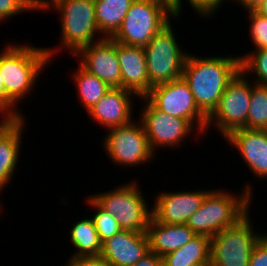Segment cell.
Masks as SVG:
<instances>
[{
    "label": "cell",
    "instance_id": "6da1fadb",
    "mask_svg": "<svg viewBox=\"0 0 267 266\" xmlns=\"http://www.w3.org/2000/svg\"><path fill=\"white\" fill-rule=\"evenodd\" d=\"M239 71L238 55L198 57L189 53L182 78L188 84L199 110L208 118L216 109L228 83Z\"/></svg>",
    "mask_w": 267,
    "mask_h": 266
},
{
    "label": "cell",
    "instance_id": "7a4b0ae2",
    "mask_svg": "<svg viewBox=\"0 0 267 266\" xmlns=\"http://www.w3.org/2000/svg\"><path fill=\"white\" fill-rule=\"evenodd\" d=\"M6 47L0 52V74L6 95L18 105L21 99L30 95L40 72L53 60V54L57 56V48H37L20 43H10Z\"/></svg>",
    "mask_w": 267,
    "mask_h": 266
},
{
    "label": "cell",
    "instance_id": "3957f363",
    "mask_svg": "<svg viewBox=\"0 0 267 266\" xmlns=\"http://www.w3.org/2000/svg\"><path fill=\"white\" fill-rule=\"evenodd\" d=\"M251 184L241 194H231L223 189H211L205 196L201 207L193 213L186 225L196 235L215 236L225 228L236 224L249 212L252 199Z\"/></svg>",
    "mask_w": 267,
    "mask_h": 266
},
{
    "label": "cell",
    "instance_id": "277c9868",
    "mask_svg": "<svg viewBox=\"0 0 267 266\" xmlns=\"http://www.w3.org/2000/svg\"><path fill=\"white\" fill-rule=\"evenodd\" d=\"M52 8L57 9L61 16L59 49L64 48L75 55L82 47L104 39L99 36L94 0H53L44 8V12ZM96 33L99 37H96Z\"/></svg>",
    "mask_w": 267,
    "mask_h": 266
},
{
    "label": "cell",
    "instance_id": "5b68a950",
    "mask_svg": "<svg viewBox=\"0 0 267 266\" xmlns=\"http://www.w3.org/2000/svg\"><path fill=\"white\" fill-rule=\"evenodd\" d=\"M170 17L175 18L172 9L160 0H134L112 39L128 46L145 47L170 22Z\"/></svg>",
    "mask_w": 267,
    "mask_h": 266
},
{
    "label": "cell",
    "instance_id": "8992f818",
    "mask_svg": "<svg viewBox=\"0 0 267 266\" xmlns=\"http://www.w3.org/2000/svg\"><path fill=\"white\" fill-rule=\"evenodd\" d=\"M131 182L90 197L115 217L122 230L146 233L152 209L146 204L148 200L141 194L140 185L135 180Z\"/></svg>",
    "mask_w": 267,
    "mask_h": 266
},
{
    "label": "cell",
    "instance_id": "52a82bcc",
    "mask_svg": "<svg viewBox=\"0 0 267 266\" xmlns=\"http://www.w3.org/2000/svg\"><path fill=\"white\" fill-rule=\"evenodd\" d=\"M173 31L170 21L143 47L149 77V93L154 86L182 78L188 53L181 49Z\"/></svg>",
    "mask_w": 267,
    "mask_h": 266
},
{
    "label": "cell",
    "instance_id": "ba28073f",
    "mask_svg": "<svg viewBox=\"0 0 267 266\" xmlns=\"http://www.w3.org/2000/svg\"><path fill=\"white\" fill-rule=\"evenodd\" d=\"M249 215L211 237V266H249L252 250L263 236L254 231Z\"/></svg>",
    "mask_w": 267,
    "mask_h": 266
},
{
    "label": "cell",
    "instance_id": "9c48e42d",
    "mask_svg": "<svg viewBox=\"0 0 267 266\" xmlns=\"http://www.w3.org/2000/svg\"><path fill=\"white\" fill-rule=\"evenodd\" d=\"M241 70L228 83L213 113L207 118L206 131L215 125L225 138L230 132L246 128L252 82Z\"/></svg>",
    "mask_w": 267,
    "mask_h": 266
},
{
    "label": "cell",
    "instance_id": "30bf717a",
    "mask_svg": "<svg viewBox=\"0 0 267 266\" xmlns=\"http://www.w3.org/2000/svg\"><path fill=\"white\" fill-rule=\"evenodd\" d=\"M108 132L103 137L102 146L116 166L136 167L155 158L141 121L137 124L132 120L123 126L111 128Z\"/></svg>",
    "mask_w": 267,
    "mask_h": 266
},
{
    "label": "cell",
    "instance_id": "8fae6325",
    "mask_svg": "<svg viewBox=\"0 0 267 266\" xmlns=\"http://www.w3.org/2000/svg\"><path fill=\"white\" fill-rule=\"evenodd\" d=\"M146 98L161 112L187 119L201 134L206 131L207 117L199 110L183 78L151 88Z\"/></svg>",
    "mask_w": 267,
    "mask_h": 266
},
{
    "label": "cell",
    "instance_id": "7c38bea8",
    "mask_svg": "<svg viewBox=\"0 0 267 266\" xmlns=\"http://www.w3.org/2000/svg\"><path fill=\"white\" fill-rule=\"evenodd\" d=\"M140 99L145 102V105L142 107L139 120L144 126L149 145L154 153L157 147H180L185 138H189L191 132L194 130L192 132L194 133L197 130L187 119L161 112L146 97Z\"/></svg>",
    "mask_w": 267,
    "mask_h": 266
},
{
    "label": "cell",
    "instance_id": "4fadbf2b",
    "mask_svg": "<svg viewBox=\"0 0 267 266\" xmlns=\"http://www.w3.org/2000/svg\"><path fill=\"white\" fill-rule=\"evenodd\" d=\"M75 56L80 58V65L97 76L110 88H121L120 63L116 50V41L104 38L82 47Z\"/></svg>",
    "mask_w": 267,
    "mask_h": 266
},
{
    "label": "cell",
    "instance_id": "5bb4252c",
    "mask_svg": "<svg viewBox=\"0 0 267 266\" xmlns=\"http://www.w3.org/2000/svg\"><path fill=\"white\" fill-rule=\"evenodd\" d=\"M209 191H162L154 200L152 217L164 224H186L189 217L201 207Z\"/></svg>",
    "mask_w": 267,
    "mask_h": 266
},
{
    "label": "cell",
    "instance_id": "9a60e30c",
    "mask_svg": "<svg viewBox=\"0 0 267 266\" xmlns=\"http://www.w3.org/2000/svg\"><path fill=\"white\" fill-rule=\"evenodd\" d=\"M232 147L237 148L255 177L267 179V131L240 128L226 137Z\"/></svg>",
    "mask_w": 267,
    "mask_h": 266
},
{
    "label": "cell",
    "instance_id": "2e32d148",
    "mask_svg": "<svg viewBox=\"0 0 267 266\" xmlns=\"http://www.w3.org/2000/svg\"><path fill=\"white\" fill-rule=\"evenodd\" d=\"M149 252L146 233L122 230L102 244L100 258L110 266H131Z\"/></svg>",
    "mask_w": 267,
    "mask_h": 266
},
{
    "label": "cell",
    "instance_id": "e0dca14e",
    "mask_svg": "<svg viewBox=\"0 0 267 266\" xmlns=\"http://www.w3.org/2000/svg\"><path fill=\"white\" fill-rule=\"evenodd\" d=\"M131 96L136 95L123 88H111L87 113L107 130L123 126L133 120Z\"/></svg>",
    "mask_w": 267,
    "mask_h": 266
},
{
    "label": "cell",
    "instance_id": "ac0fdd59",
    "mask_svg": "<svg viewBox=\"0 0 267 266\" xmlns=\"http://www.w3.org/2000/svg\"><path fill=\"white\" fill-rule=\"evenodd\" d=\"M121 72V88L133 92L137 98L149 94V77L144 48L116 42Z\"/></svg>",
    "mask_w": 267,
    "mask_h": 266
},
{
    "label": "cell",
    "instance_id": "d6986e66",
    "mask_svg": "<svg viewBox=\"0 0 267 266\" xmlns=\"http://www.w3.org/2000/svg\"><path fill=\"white\" fill-rule=\"evenodd\" d=\"M146 234L149 251L163 257L183 247L196 234L186 224H164L151 217Z\"/></svg>",
    "mask_w": 267,
    "mask_h": 266
},
{
    "label": "cell",
    "instance_id": "ffe728a7",
    "mask_svg": "<svg viewBox=\"0 0 267 266\" xmlns=\"http://www.w3.org/2000/svg\"><path fill=\"white\" fill-rule=\"evenodd\" d=\"M24 120L12 121L0 133V194L3 188L11 183L17 169L16 165L21 154L19 151L23 142L22 132L25 129Z\"/></svg>",
    "mask_w": 267,
    "mask_h": 266
},
{
    "label": "cell",
    "instance_id": "44dd1931",
    "mask_svg": "<svg viewBox=\"0 0 267 266\" xmlns=\"http://www.w3.org/2000/svg\"><path fill=\"white\" fill-rule=\"evenodd\" d=\"M133 1L134 0H94L95 20L100 36L112 38L116 34Z\"/></svg>",
    "mask_w": 267,
    "mask_h": 266
},
{
    "label": "cell",
    "instance_id": "7402d4cb",
    "mask_svg": "<svg viewBox=\"0 0 267 266\" xmlns=\"http://www.w3.org/2000/svg\"><path fill=\"white\" fill-rule=\"evenodd\" d=\"M211 237L196 235L183 247L163 256V266H194L210 263Z\"/></svg>",
    "mask_w": 267,
    "mask_h": 266
},
{
    "label": "cell",
    "instance_id": "603a6c76",
    "mask_svg": "<svg viewBox=\"0 0 267 266\" xmlns=\"http://www.w3.org/2000/svg\"><path fill=\"white\" fill-rule=\"evenodd\" d=\"M70 241L72 246L76 248L70 259L100 257L101 255L102 243L90 217L73 224L70 231Z\"/></svg>",
    "mask_w": 267,
    "mask_h": 266
},
{
    "label": "cell",
    "instance_id": "cb8c5ba5",
    "mask_svg": "<svg viewBox=\"0 0 267 266\" xmlns=\"http://www.w3.org/2000/svg\"><path fill=\"white\" fill-rule=\"evenodd\" d=\"M73 76L79 101L88 112L111 88L80 64Z\"/></svg>",
    "mask_w": 267,
    "mask_h": 266
},
{
    "label": "cell",
    "instance_id": "d4e9b609",
    "mask_svg": "<svg viewBox=\"0 0 267 266\" xmlns=\"http://www.w3.org/2000/svg\"><path fill=\"white\" fill-rule=\"evenodd\" d=\"M247 129H267V86L253 82L246 121Z\"/></svg>",
    "mask_w": 267,
    "mask_h": 266
},
{
    "label": "cell",
    "instance_id": "484cf974",
    "mask_svg": "<svg viewBox=\"0 0 267 266\" xmlns=\"http://www.w3.org/2000/svg\"><path fill=\"white\" fill-rule=\"evenodd\" d=\"M240 70L247 75H252L256 78L254 83L267 86V48L259 49L257 51H250L248 54L239 56Z\"/></svg>",
    "mask_w": 267,
    "mask_h": 266
},
{
    "label": "cell",
    "instance_id": "4316f807",
    "mask_svg": "<svg viewBox=\"0 0 267 266\" xmlns=\"http://www.w3.org/2000/svg\"><path fill=\"white\" fill-rule=\"evenodd\" d=\"M87 202L92 209L95 208L96 210H94L95 215L91 216V218L102 244L122 231V228L115 220V217L104 211L90 196L87 198Z\"/></svg>",
    "mask_w": 267,
    "mask_h": 266
},
{
    "label": "cell",
    "instance_id": "83f0119b",
    "mask_svg": "<svg viewBox=\"0 0 267 266\" xmlns=\"http://www.w3.org/2000/svg\"><path fill=\"white\" fill-rule=\"evenodd\" d=\"M250 19V35L255 45V50L267 48V17L257 13L255 10L246 11Z\"/></svg>",
    "mask_w": 267,
    "mask_h": 266
},
{
    "label": "cell",
    "instance_id": "f1b7e54d",
    "mask_svg": "<svg viewBox=\"0 0 267 266\" xmlns=\"http://www.w3.org/2000/svg\"><path fill=\"white\" fill-rule=\"evenodd\" d=\"M36 11L32 0H0V23L25 11Z\"/></svg>",
    "mask_w": 267,
    "mask_h": 266
},
{
    "label": "cell",
    "instance_id": "f546056e",
    "mask_svg": "<svg viewBox=\"0 0 267 266\" xmlns=\"http://www.w3.org/2000/svg\"><path fill=\"white\" fill-rule=\"evenodd\" d=\"M182 1L179 0V18L182 14ZM189 5L192 6V9L200 16L204 17H212L214 13L221 8L226 0H187ZM217 9V10H216ZM216 11V12H215Z\"/></svg>",
    "mask_w": 267,
    "mask_h": 266
},
{
    "label": "cell",
    "instance_id": "4dcf8cb0",
    "mask_svg": "<svg viewBox=\"0 0 267 266\" xmlns=\"http://www.w3.org/2000/svg\"><path fill=\"white\" fill-rule=\"evenodd\" d=\"M16 107L17 105L6 95L3 78L0 74V114L10 117L13 121L25 119L24 114L18 112L20 109Z\"/></svg>",
    "mask_w": 267,
    "mask_h": 266
},
{
    "label": "cell",
    "instance_id": "1f68e13d",
    "mask_svg": "<svg viewBox=\"0 0 267 266\" xmlns=\"http://www.w3.org/2000/svg\"><path fill=\"white\" fill-rule=\"evenodd\" d=\"M265 234L255 244L250 255L249 266H267V233Z\"/></svg>",
    "mask_w": 267,
    "mask_h": 266
},
{
    "label": "cell",
    "instance_id": "d6a6232c",
    "mask_svg": "<svg viewBox=\"0 0 267 266\" xmlns=\"http://www.w3.org/2000/svg\"><path fill=\"white\" fill-rule=\"evenodd\" d=\"M65 266H110L100 257L69 259Z\"/></svg>",
    "mask_w": 267,
    "mask_h": 266
},
{
    "label": "cell",
    "instance_id": "836d02e7",
    "mask_svg": "<svg viewBox=\"0 0 267 266\" xmlns=\"http://www.w3.org/2000/svg\"><path fill=\"white\" fill-rule=\"evenodd\" d=\"M131 266H163V257L149 251L136 264Z\"/></svg>",
    "mask_w": 267,
    "mask_h": 266
},
{
    "label": "cell",
    "instance_id": "e575fe53",
    "mask_svg": "<svg viewBox=\"0 0 267 266\" xmlns=\"http://www.w3.org/2000/svg\"><path fill=\"white\" fill-rule=\"evenodd\" d=\"M235 3L240 4L242 7H244L245 10H255L257 7H259L265 0H235Z\"/></svg>",
    "mask_w": 267,
    "mask_h": 266
},
{
    "label": "cell",
    "instance_id": "d590c367",
    "mask_svg": "<svg viewBox=\"0 0 267 266\" xmlns=\"http://www.w3.org/2000/svg\"><path fill=\"white\" fill-rule=\"evenodd\" d=\"M164 3H166L173 12V15L175 17V19L179 17V0H160Z\"/></svg>",
    "mask_w": 267,
    "mask_h": 266
},
{
    "label": "cell",
    "instance_id": "8d00e7d4",
    "mask_svg": "<svg viewBox=\"0 0 267 266\" xmlns=\"http://www.w3.org/2000/svg\"><path fill=\"white\" fill-rule=\"evenodd\" d=\"M53 0H32L35 8L38 10V11H43L44 8L50 3L52 2Z\"/></svg>",
    "mask_w": 267,
    "mask_h": 266
},
{
    "label": "cell",
    "instance_id": "74e56055",
    "mask_svg": "<svg viewBox=\"0 0 267 266\" xmlns=\"http://www.w3.org/2000/svg\"><path fill=\"white\" fill-rule=\"evenodd\" d=\"M0 133L13 121L10 117L2 114V119H0Z\"/></svg>",
    "mask_w": 267,
    "mask_h": 266
},
{
    "label": "cell",
    "instance_id": "f35d334b",
    "mask_svg": "<svg viewBox=\"0 0 267 266\" xmlns=\"http://www.w3.org/2000/svg\"><path fill=\"white\" fill-rule=\"evenodd\" d=\"M260 15L267 17V0H265L259 7L255 9Z\"/></svg>",
    "mask_w": 267,
    "mask_h": 266
},
{
    "label": "cell",
    "instance_id": "ab89813d",
    "mask_svg": "<svg viewBox=\"0 0 267 266\" xmlns=\"http://www.w3.org/2000/svg\"><path fill=\"white\" fill-rule=\"evenodd\" d=\"M194 266H211V263H200Z\"/></svg>",
    "mask_w": 267,
    "mask_h": 266
}]
</instances>
